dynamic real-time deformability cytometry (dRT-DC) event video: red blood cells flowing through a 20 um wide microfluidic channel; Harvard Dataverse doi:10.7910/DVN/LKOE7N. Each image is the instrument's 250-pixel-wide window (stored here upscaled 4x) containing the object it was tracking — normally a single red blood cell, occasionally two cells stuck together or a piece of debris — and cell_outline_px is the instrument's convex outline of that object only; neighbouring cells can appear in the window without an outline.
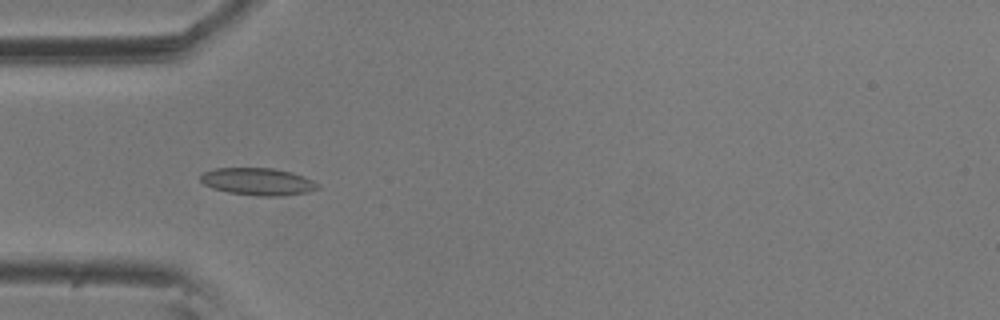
{"species": "common noctule bat (a hibernating species)", "species_latin": "Nyctalus noctula", "temperature_condition": "room temperature", "stored_images_in_passage": 3, "camera_frame_rate_fps": 3000, "um_per_image_px": 0.085, "animal": {"sex": "male", "body_mass_g": 20.5, "forearm_length_mm": 52.5}, "frame": {"image": 1, "passage_image": 2, "time_ms": 0.333, "image_size_px": [1000, 320], "cell_outline_px": [[320, 188], [308, 192], [284, 196], [256, 196], [228, 192], [212, 188], [204, 184], [200, 180], [200, 176], [204, 172], [216, 168], [272, 168], [292, 172], [304, 176], [320, 184]], "centroid_in_image_um": [21.95, 15.44], "position_along_channel_um": 63.0, "area_um2": 18.79}}
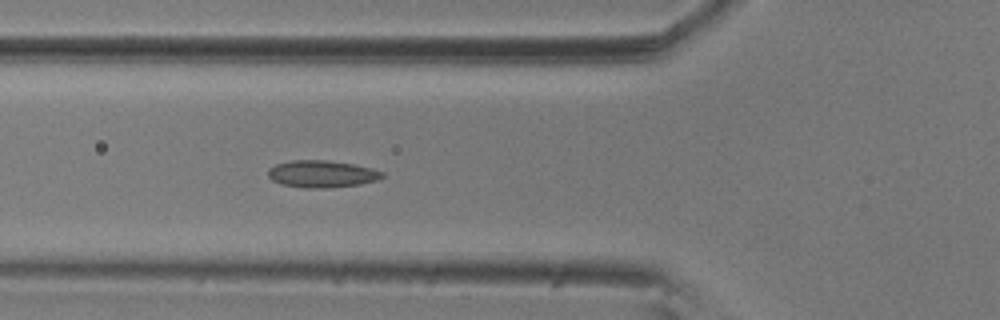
{"frame": {"image": 2, "passage_image": 3, "time_ms": 0.667, "image_size_px": [1000, 320], "cell_outline_px": [[384, 176], [380, 180], [360, 184], [328, 188], [304, 188], [280, 184], [272, 180], [268, 176], [268, 168], [276, 164], [292, 160], [328, 160], [352, 164], [372, 168], [384, 172]], "centroid_in_image_um": [27.37, 14.79], "position_along_channel_um": 98.4, "area_um2": 18.21}}